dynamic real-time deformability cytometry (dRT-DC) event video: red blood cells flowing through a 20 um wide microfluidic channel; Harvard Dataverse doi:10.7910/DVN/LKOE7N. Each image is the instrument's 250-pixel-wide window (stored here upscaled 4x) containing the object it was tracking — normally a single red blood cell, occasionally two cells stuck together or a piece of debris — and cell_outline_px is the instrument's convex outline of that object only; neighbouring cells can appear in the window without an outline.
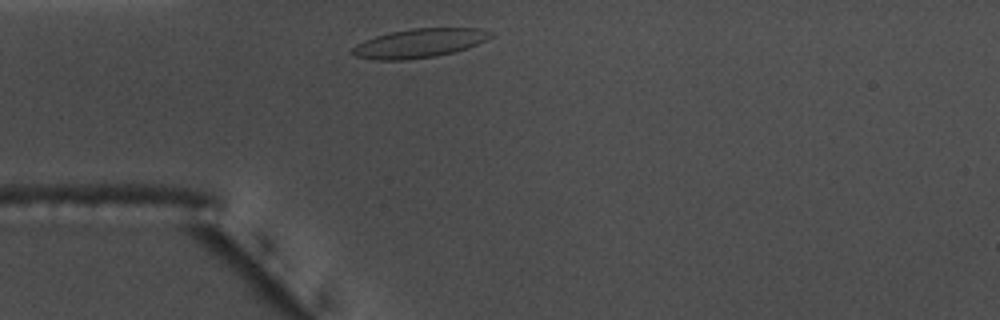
{"species": "common noctule bat (a hibernating species)", "species_latin": "Nyctalus noctula", "temperature_condition": "warm", "stored_images_in_passage": 29, "camera_frame_rate_fps": 3000, "um_per_image_px": 0.085, "animal": {"sex": "male", "body_mass_g": 17.5, "forearm_length_mm": 52.3}, "frame": {"image": 1, "passage_image": 1, "time_ms": 0.0, "image_size_px": [1000, 320], "cell_outline_px": [[492, 36], [468, 48], [436, 56], [404, 60], [376, 60], [356, 56], [352, 52], [352, 48], [356, 44], [364, 40], [376, 36], [392, 32], [412, 28], [480, 28], [492, 32]], "centroid_in_image_um": [35.63, 3.67], "position_along_channel_um": 49.4, "area_um2": 23.12}}
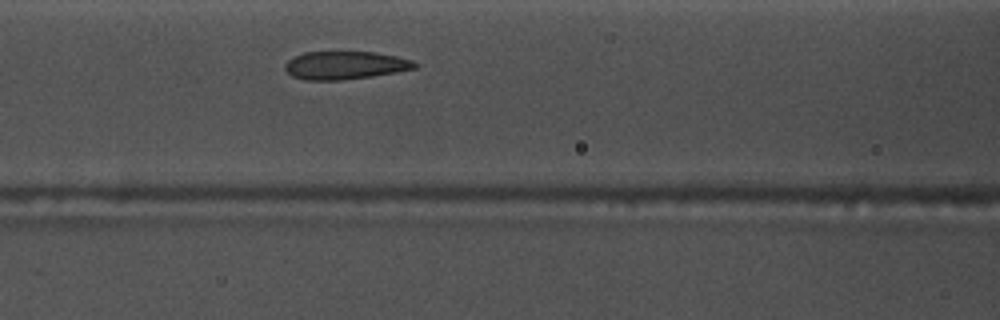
{"frame": {"image": 2, "passage_image": 9, "time_ms": 2.667, "image_size_px": [1000, 320], "cell_outline_px": [[420, 64], [416, 68], [396, 72], [372, 76], [344, 80], [304, 80], [292, 76], [284, 68], [284, 64], [292, 56], [304, 52], [376, 52], [396, 56], [412, 60]], "centroid_in_image_um": [29.32, 5.55], "position_along_channel_um": 137.3, "area_um2": 21.39}}
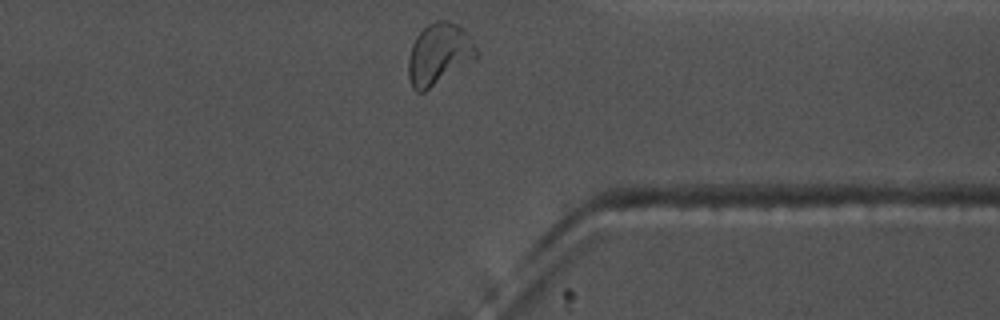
{"frame": {"image": 3, "passage_image": 29, "time_ms": 9.333, "image_size_px": [1000, 320], "cell_outline_px": [[480, 56], [424, 92], [416, 92], [412, 88], [408, 76], [408, 56], [412, 44], [416, 36], [428, 24], [436, 20], [448, 20], [456, 24], [472, 40], [480, 52]], "centroid_in_image_um": [37.3, 4.61], "position_along_channel_um": 374.1, "area_um2": 24.39}, "authors_computed_cell_mechanics": {"area_um2": 21.964, "velocity_mm_per_s": 3.636, "shape_relaxation_time_tau1_ms": null, "shape_relaxation_time_tau2_ms": 1.441, "deformation_change_tau1": null, "deformation_change_tau2": 0.0748}}